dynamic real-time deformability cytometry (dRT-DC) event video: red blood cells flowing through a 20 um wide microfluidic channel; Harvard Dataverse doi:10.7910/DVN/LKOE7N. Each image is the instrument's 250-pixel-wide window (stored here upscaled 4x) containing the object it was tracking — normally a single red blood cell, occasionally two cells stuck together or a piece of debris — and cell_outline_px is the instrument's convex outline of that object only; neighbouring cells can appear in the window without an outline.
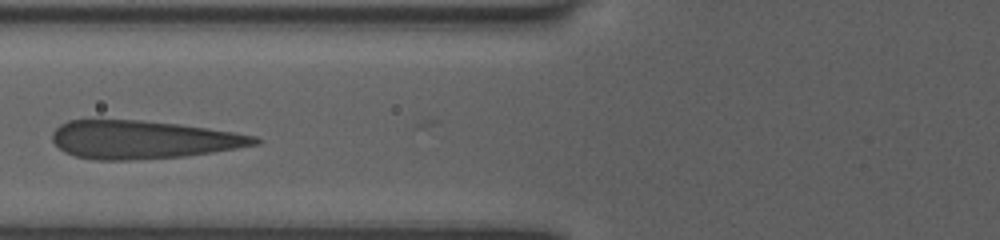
{"species": "human", "species_latin": "Homo sapiens", "temperature_condition": "room temperature", "stored_images_in_passage": 11, "camera_frame_rate_fps": 3000, "um_per_image_px": 0.085, "donor": {"sex": "female"}, "frame": {"image": 1, "passage_image": 8, "time_ms": 4.667, "image_size_px": [1000, 240], "cell_outline_px": [[260, 144], [212, 152], [184, 156], [132, 160], [96, 160], [76, 156], [64, 152], [52, 140], [52, 132], [60, 124], [68, 120], [140, 120], [180, 124], [232, 132], [256, 136], [260, 140]], "centroid_in_image_um": [12.13, 11.87], "position_along_channel_um": 113.7, "area_um2": 44.85}}